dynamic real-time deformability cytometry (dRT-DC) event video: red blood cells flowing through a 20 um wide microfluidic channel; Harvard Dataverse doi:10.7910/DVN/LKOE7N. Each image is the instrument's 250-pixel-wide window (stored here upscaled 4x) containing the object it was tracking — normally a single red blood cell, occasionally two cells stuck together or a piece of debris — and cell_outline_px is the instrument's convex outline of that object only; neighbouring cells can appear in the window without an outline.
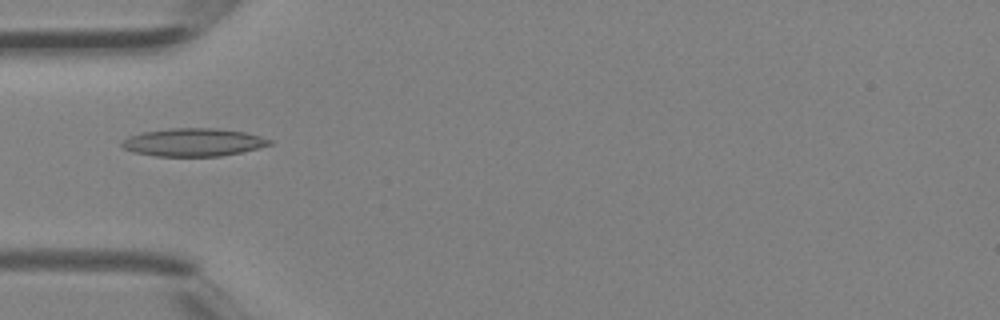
{"species": "Egyptian fruit bat (a non-hibernating species)", "species_latin": "Rousettus aegyptiacus", "temperature_condition": "room temperature", "stored_images_in_passage": 1, "camera_frame_rate_fps": 3000, "um_per_image_px": 0.085, "animal": {"sex": "female"}, "frame": {"image": 1, "passage_image": 1, "time_ms": 0.0, "image_size_px": [1000, 320], "cell_outline_px": [[272, 144], [240, 152], [220, 156], [156, 156], [132, 152], [124, 148], [120, 144], [128, 136], [140, 132], [168, 128], [216, 128], [244, 132], [260, 136], [272, 140]], "centroid_in_image_um": [16.39, 12.09], "position_along_channel_um": 68.6, "area_um2": 24.04}}